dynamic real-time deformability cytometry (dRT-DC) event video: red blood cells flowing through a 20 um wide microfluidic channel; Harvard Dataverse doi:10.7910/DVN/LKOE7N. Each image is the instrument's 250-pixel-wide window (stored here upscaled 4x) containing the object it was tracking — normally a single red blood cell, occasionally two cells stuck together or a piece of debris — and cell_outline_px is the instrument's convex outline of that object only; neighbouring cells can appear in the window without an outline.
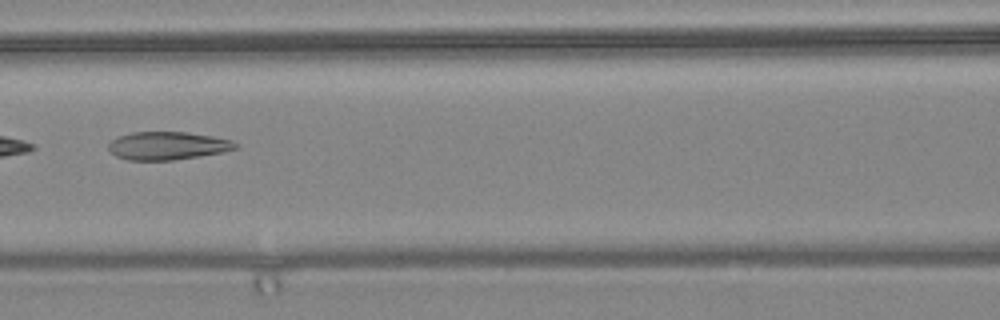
{"species": "common noctule bat (a hibernating species)", "species_latin": "Nyctalus noctula", "temperature_condition": "warm", "stored_images_in_passage": 9, "camera_frame_rate_fps": 3000, "um_per_image_px": 0.085, "animal": {"sex": "female", "body_mass_g": 24.6, "forearm_length_mm": 56.2}, "frame": {"image": 1, "passage_image": 7, "time_ms": 2.0, "image_size_px": [1000, 320], "cell_outline_px": [[240, 148], [200, 156], [172, 160], [128, 160], [116, 156], [108, 152], [108, 144], [116, 136], [132, 132], [184, 132], [212, 136], [232, 140], [240, 144]], "centroid_in_image_um": [14.23, 12.38], "position_along_channel_um": 152.4, "area_um2": 20.92}}
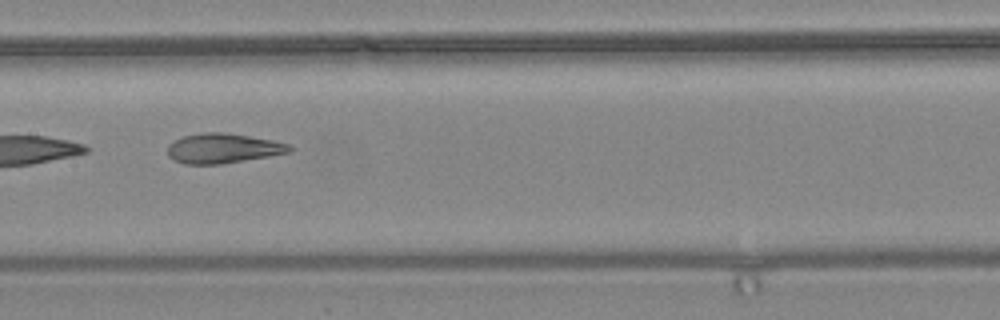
{"frame": {"image": 2, "passage_image": 8, "time_ms": 2.333, "image_size_px": [1000, 320], "cell_outline_px": [[292, 152], [220, 164], [184, 164], [168, 156], [168, 144], [172, 140], [184, 136], [204, 132], [224, 132], [272, 140], [288, 144], [292, 148]], "centroid_in_image_um": [18.92, 12.6], "position_along_channel_um": 188.5, "area_um2": 21.04}}
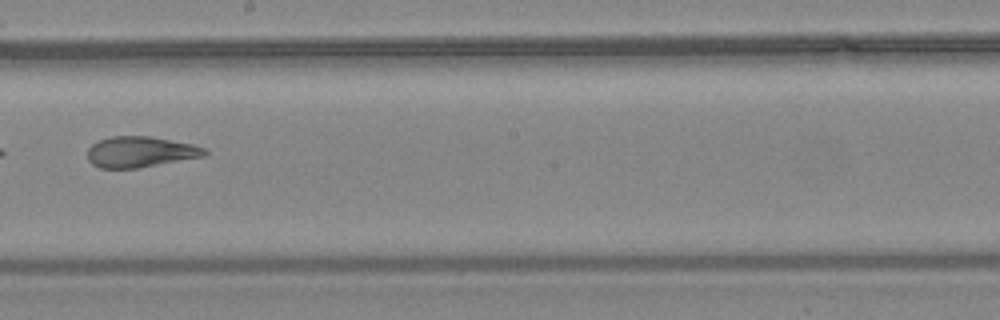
{"frame": {"image": 3, "passage_image": 9, "time_ms": 2.667, "image_size_px": [1000, 320], "cell_outline_px": [[208, 152], [204, 156], [140, 168], [100, 168], [92, 164], [88, 160], [88, 148], [92, 144], [100, 140], [112, 136], [148, 136], [192, 144], [204, 148]], "centroid_in_image_um": [11.91, 12.92], "position_along_channel_um": 236.3, "area_um2": 20.92}}